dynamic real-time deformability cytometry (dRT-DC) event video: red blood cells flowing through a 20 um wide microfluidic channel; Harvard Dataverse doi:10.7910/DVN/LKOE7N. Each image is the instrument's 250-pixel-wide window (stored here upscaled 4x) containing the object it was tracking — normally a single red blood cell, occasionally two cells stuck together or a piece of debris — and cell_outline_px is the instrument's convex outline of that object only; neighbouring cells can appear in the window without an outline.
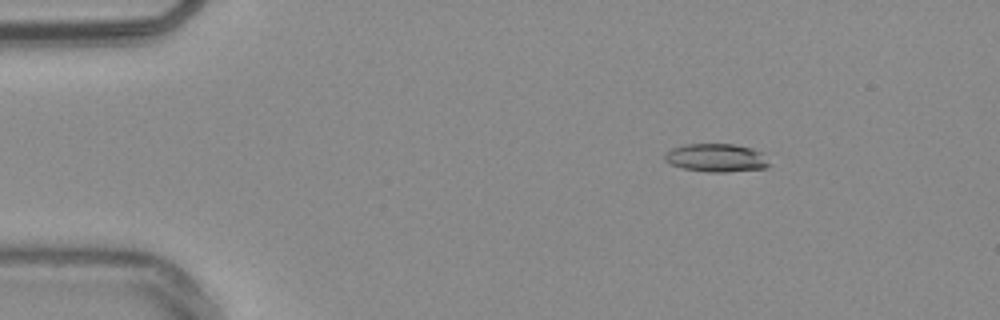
{"species": "common noctule bat (a hibernating species)", "species_latin": "Nyctalus noctula", "temperature_condition": "warm", "stored_images_in_passage": 54, "camera_frame_rate_fps": 3000, "um_per_image_px": 0.085, "animal": {"sex": "male", "body_mass_g": 20.4}, "frame": {"image": 1, "passage_image": 9, "time_ms": 2.667, "image_size_px": [1000, 320], "cell_outline_px": [[772, 164], [768, 168], [728, 172], [708, 172], [684, 168], [672, 164], [664, 160], [664, 152], [672, 148], [684, 144], [736, 144], [752, 148], [764, 152]], "centroid_in_image_um": [60.96, 13.41], "position_along_channel_um": 24.0, "area_um2": 17.57}}
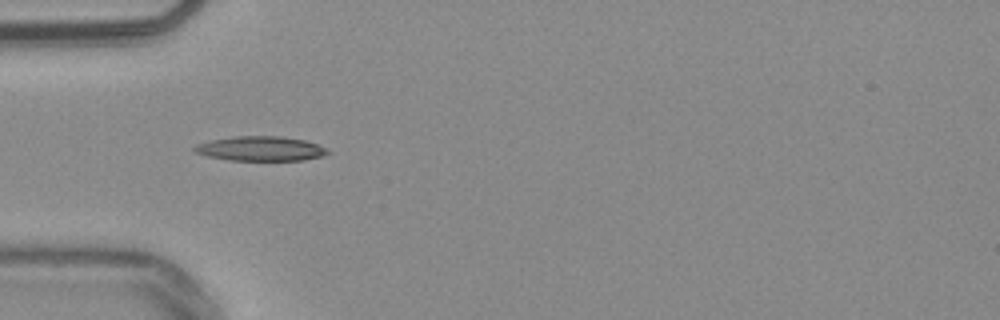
{"frame": {"image": 2, "passage_image": 18, "time_ms": 5.667, "image_size_px": [1000, 320], "cell_outline_px": [[332, 152], [324, 156], [304, 160], [228, 160], [208, 156], [196, 152], [192, 148], [196, 144], [212, 140], [232, 136], [280, 136], [304, 140], [316, 144]], "centroid_in_image_um": [22.16, 12.63], "position_along_channel_um": 62.8, "area_um2": 19.02}}
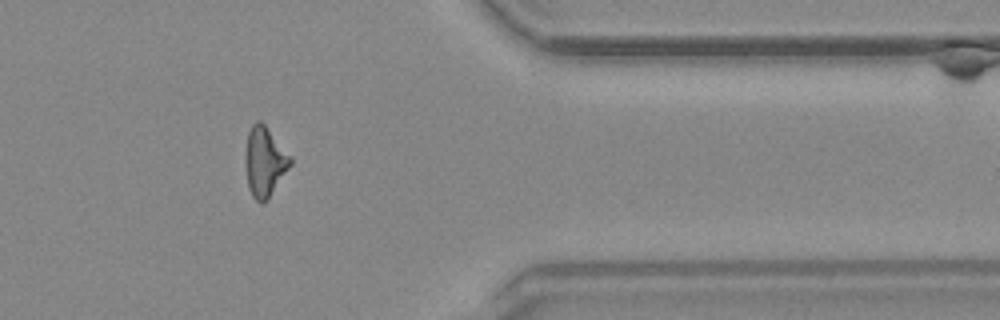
{"frame": {"image": 3, "passage_image": 45, "time_ms": 14.667, "image_size_px": [1000, 320], "cell_outline_px": [[292, 164], [268, 200], [264, 204], [260, 204], [252, 196], [248, 188], [244, 160], [244, 152], [248, 132], [252, 124], [256, 120], [260, 120], [264, 124], [292, 156]], "centroid_in_image_um": [22.48, 13.76], "position_along_channel_um": 388.9, "area_um2": 18.79}, "authors_computed_cell_mechanics": {"area_um2": 17.7735, "velocity_mm_per_s": 3.8291, "shape_relaxation_time_tau1_ms": 10.886, "shape_relaxation_time_tau2_ms": 7.279, "deformation_change_tau1": 0.2555, "deformation_change_tau2": 0.2004}}